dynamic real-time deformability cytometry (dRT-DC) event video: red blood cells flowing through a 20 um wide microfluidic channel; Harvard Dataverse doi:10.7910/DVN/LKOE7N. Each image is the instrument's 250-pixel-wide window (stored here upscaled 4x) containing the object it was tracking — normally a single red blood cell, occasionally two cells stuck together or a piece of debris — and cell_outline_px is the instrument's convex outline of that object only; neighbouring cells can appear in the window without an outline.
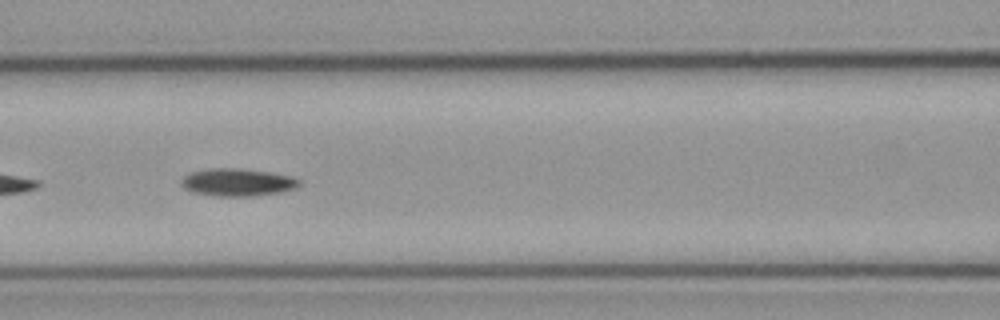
{"species": "common noctule bat (a hibernating species)", "species_latin": "Nyctalus noctula", "temperature_condition": "cold", "stored_images_in_passage": 24, "camera_frame_rate_fps": 3000, "um_per_image_px": 0.085, "animal": {"sex": "male", "body_mass_g": 23.1, "forearm_length_mm": 52.7}, "frame": {"image": 1, "passage_image": 8, "time_ms": 2.333, "image_size_px": [1000, 320], "cell_outline_px": [[300, 184], [296, 188], [280, 192], [252, 196], [216, 196], [192, 192], [184, 188], [180, 180], [184, 176], [192, 172], [212, 168], [240, 168], [272, 172], [292, 176], [300, 180]], "centroid_in_image_um": [20.2, 15.49], "position_along_channel_um": 146.4, "area_um2": 19.02}}
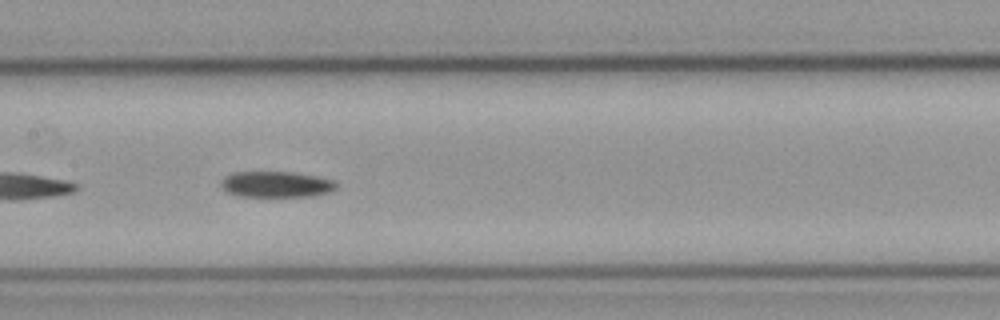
{"frame": {"image": 2, "passage_image": 11, "time_ms": 3.333, "image_size_px": [1000, 320], "cell_outline_px": [[340, 184], [332, 192], [312, 196], [240, 196], [228, 192], [220, 184], [220, 180], [224, 176], [232, 172], [292, 172], [316, 176], [336, 180]], "centroid_in_image_um": [23.53, 15.66], "position_along_channel_um": 183.9, "area_um2": 17.63}}
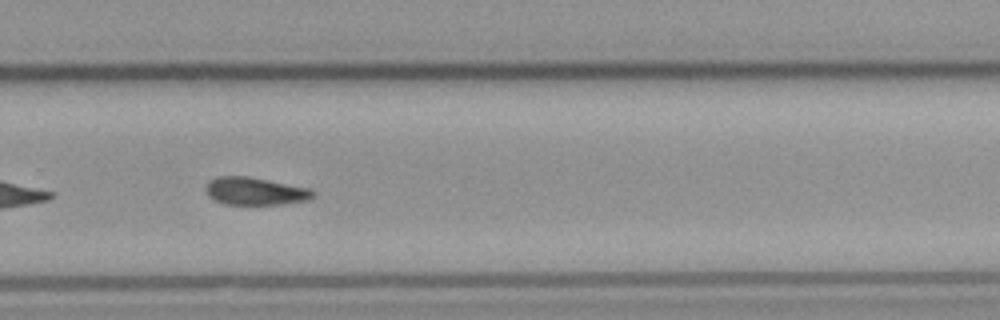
{"frame": {"image": 3, "passage_image": 21, "time_ms": 6.667, "image_size_px": [1000, 320], "cell_outline_px": [[316, 192], [308, 200], [284, 204], [224, 204], [208, 196], [208, 180], [216, 176], [248, 176], [312, 188]], "centroid_in_image_um": [21.73, 16.24], "position_along_channel_um": 308.1, "area_um2": 17.28}}